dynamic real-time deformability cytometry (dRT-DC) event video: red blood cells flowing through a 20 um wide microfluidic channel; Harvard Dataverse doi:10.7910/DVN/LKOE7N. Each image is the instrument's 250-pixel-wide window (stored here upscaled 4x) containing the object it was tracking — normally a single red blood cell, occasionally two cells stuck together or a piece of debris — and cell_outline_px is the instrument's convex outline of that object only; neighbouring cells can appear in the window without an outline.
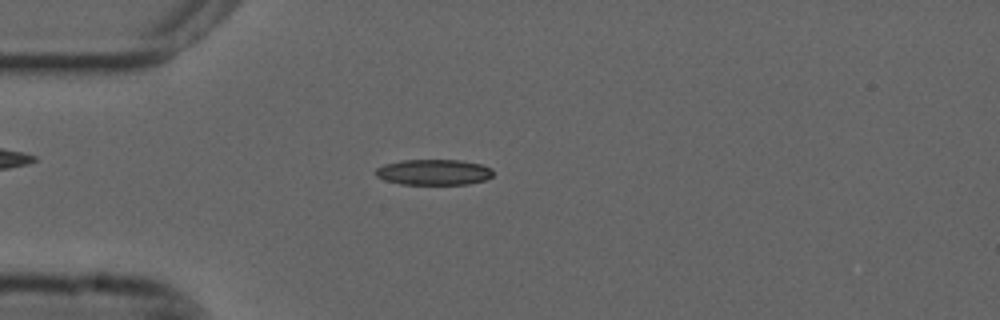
{"species": "common noctule bat (a hibernating species)", "species_latin": "Nyctalus noctula", "temperature_condition": "cold", "stored_images_in_passage": 54, "camera_frame_rate_fps": 3000, "um_per_image_px": 0.085, "animal": {"sex": "male", "forearm_length_mm": 52.5}, "frame": {"image": 1, "passage_image": 14, "time_ms": 4.333, "image_size_px": [1000, 320], "cell_outline_px": [[492, 176], [488, 180], [468, 184], [400, 184], [384, 180], [376, 176], [376, 168], [384, 164], [400, 160], [460, 160], [484, 164], [492, 168]], "centroid_in_image_um": [36.9, 14.63], "position_along_channel_um": 48.1, "area_um2": 17.8}}
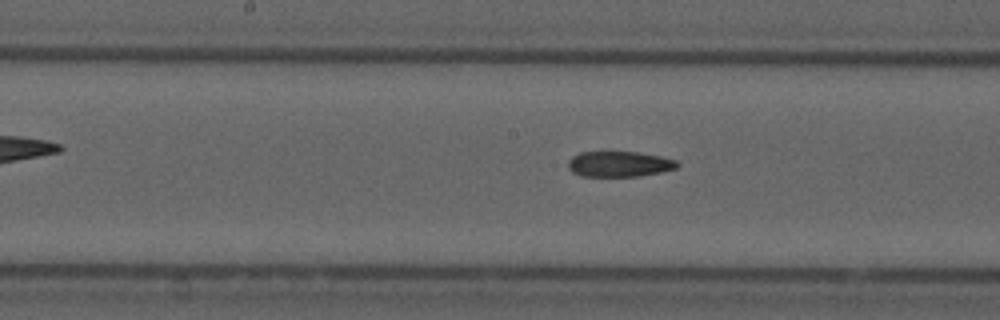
{"frame": {"image": 2, "passage_image": 27, "time_ms": 8.667, "image_size_px": [1000, 320], "cell_outline_px": [[680, 164], [676, 168], [660, 172], [640, 176], [580, 176], [572, 172], [568, 168], [568, 160], [572, 156], [580, 152], [636, 152], [660, 156], [676, 160]], "centroid_in_image_um": [52.61, 13.94], "position_along_channel_um": 195.6, "area_um2": 16.24}}
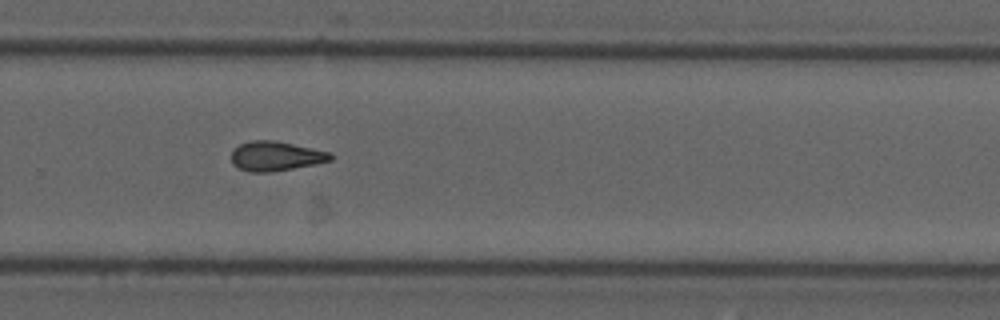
{"frame": {"image": 3, "passage_image": 36, "time_ms": 11.667, "image_size_px": [1000, 320], "cell_outline_px": [[332, 160], [316, 164], [272, 172], [248, 172], [232, 164], [232, 152], [240, 144], [252, 140], [272, 140], [332, 152]], "centroid_in_image_um": [23.45, 13.28], "position_along_channel_um": 306.3, "area_um2": 16.99}, "authors_computed_cell_mechanics": {"area_um2": 16.9932, "velocity_mm_per_s": 3.7025, "shape_relaxation_time_tau1_ms": null, "shape_relaxation_time_tau2_ms": 6.5585, "deformation_change_tau1": null, "deformation_change_tau2": 0.1613}}